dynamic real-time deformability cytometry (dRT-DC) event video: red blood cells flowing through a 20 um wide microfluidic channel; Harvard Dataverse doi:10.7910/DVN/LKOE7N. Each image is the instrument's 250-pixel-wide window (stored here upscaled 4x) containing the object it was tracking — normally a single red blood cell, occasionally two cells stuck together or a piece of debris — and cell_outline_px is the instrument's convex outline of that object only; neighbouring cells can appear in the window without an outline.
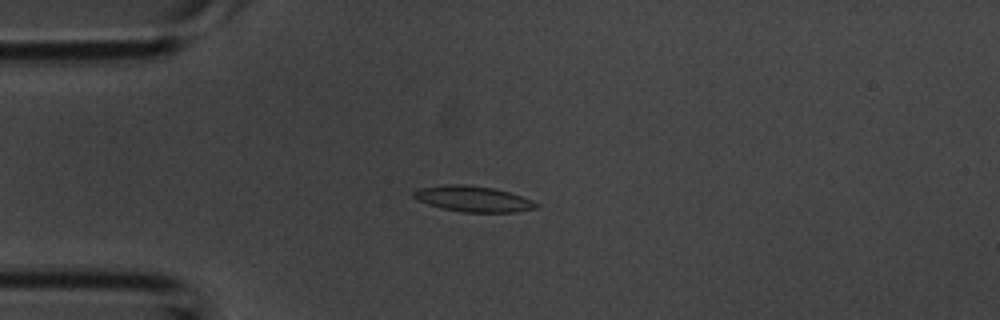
{"species": "common noctule bat (a hibernating species)", "species_latin": "Nyctalus noctula", "temperature_condition": "room temperature", "stored_images_in_passage": 33, "camera_frame_rate_fps": 3000, "um_per_image_px": 0.085, "animal": {"sex": "male", "body_mass_g": 20.1, "forearm_length_mm": 53.5}, "frame": {"image": 1, "passage_image": 6, "time_ms": 1.667, "image_size_px": [1000, 320], "cell_outline_px": [[540, 204], [536, 208], [516, 212], [460, 212], [428, 204], [416, 200], [412, 196], [412, 192], [416, 188], [444, 184], [464, 184], [492, 188], [508, 192], [532, 200]], "centroid_in_image_um": [40.16, 16.9], "position_along_channel_um": 44.8, "area_um2": 18.44}}
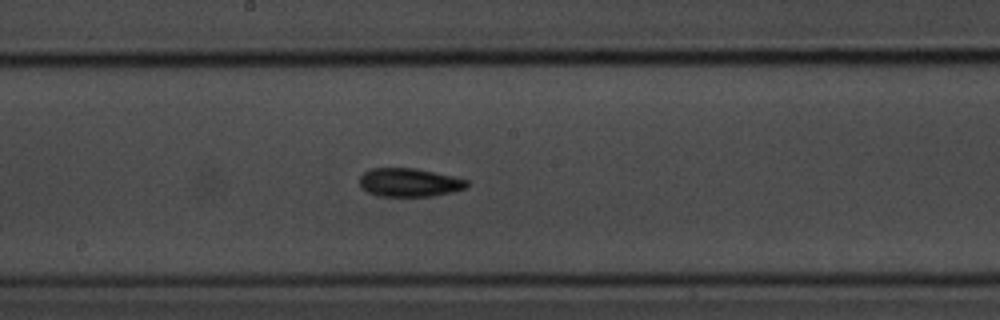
{"frame": {"image": 2, "passage_image": 18, "time_ms": 5.667, "image_size_px": [1000, 320], "cell_outline_px": [[468, 184], [464, 188], [452, 192], [432, 196], [380, 196], [368, 192], [360, 184], [360, 176], [364, 172], [372, 168], [416, 168], [452, 176], [468, 180]], "centroid_in_image_um": [34.79, 15.5], "position_along_channel_um": 213.4, "area_um2": 17.63}}
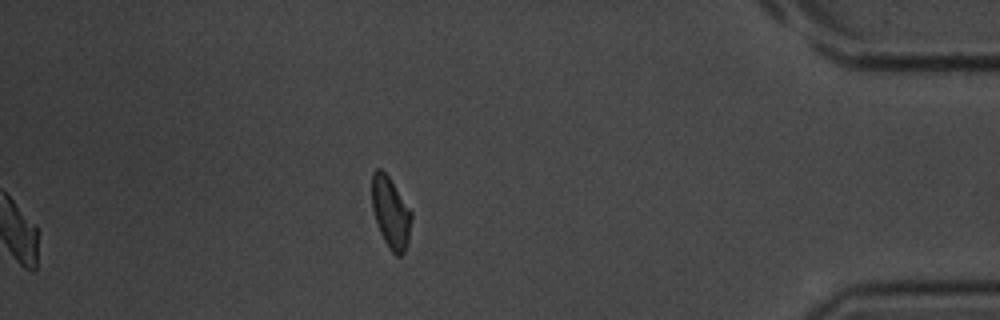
{"frame": {"image": 3, "passage_image": 33, "time_ms": 10.667, "image_size_px": [1000, 320], "cell_outline_px": [[412, 216], [408, 244], [404, 252], [400, 256], [396, 256], [392, 252], [384, 240], [380, 232], [372, 208], [372, 172], [376, 168], [380, 168], [388, 176], [412, 212]], "centroid_in_image_um": [33.21, 18.08], "position_along_channel_um": 402.0, "area_um2": 16.3}}